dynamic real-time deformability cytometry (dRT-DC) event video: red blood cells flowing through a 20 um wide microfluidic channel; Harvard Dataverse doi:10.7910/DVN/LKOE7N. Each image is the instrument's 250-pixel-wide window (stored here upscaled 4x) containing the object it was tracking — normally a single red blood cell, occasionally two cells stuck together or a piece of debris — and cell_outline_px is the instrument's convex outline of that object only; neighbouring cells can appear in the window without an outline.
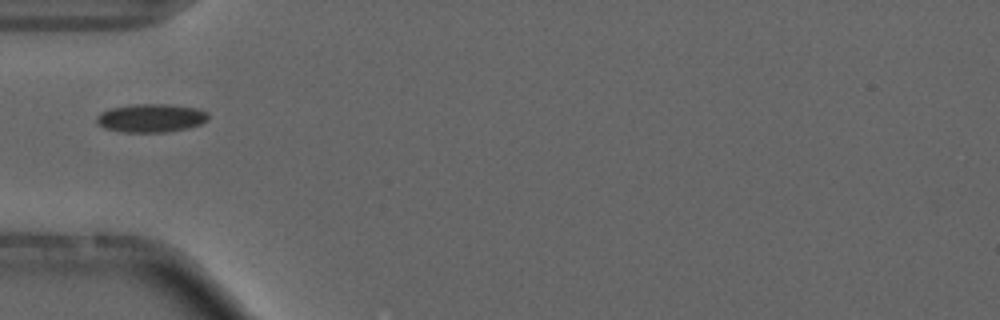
{"species": "common noctule bat (a hibernating species)", "species_latin": "Nyctalus noctula", "temperature_condition": "cold", "stored_images_in_passage": 8, "camera_frame_rate_fps": 3000, "um_per_image_px": 0.085, "animal": {"sex": "male", "forearm_length_mm": 52.5}, "frame": {"image": 1, "passage_image": 2, "time_ms": 1.333, "image_size_px": [1000, 320], "cell_outline_px": [[208, 120], [200, 124], [188, 128], [168, 132], [120, 132], [104, 128], [96, 120], [96, 116], [100, 112], [112, 108], [132, 104], [168, 104], [196, 108], [208, 112]], "centroid_in_image_um": [12.84, 10.03], "position_along_channel_um": 72.2, "area_um2": 18.55}}